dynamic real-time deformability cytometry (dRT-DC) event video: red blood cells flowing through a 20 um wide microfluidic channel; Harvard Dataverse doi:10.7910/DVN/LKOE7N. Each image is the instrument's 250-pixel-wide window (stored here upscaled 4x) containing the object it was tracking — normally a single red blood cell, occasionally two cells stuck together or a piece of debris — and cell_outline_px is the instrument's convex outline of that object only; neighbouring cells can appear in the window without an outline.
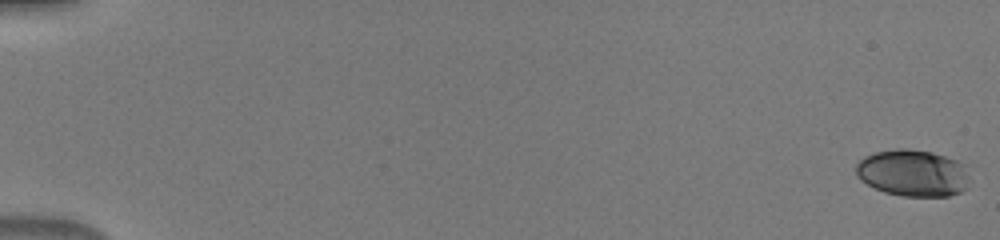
{"species": "human", "species_latin": "Homo sapiens", "temperature_condition": "warm", "stored_images_in_passage": 51, "camera_frame_rate_fps": 3000, "um_per_image_px": 0.085, "donor": {"sex": "male"}, "frame": {"image": 1, "passage_image": 1, "time_ms": 0.0, "image_size_px": [1000, 240], "cell_outline_px": [[968, 176], [964, 188], [960, 192], [948, 196], [900, 196], [884, 192], [860, 180], [856, 176], [856, 164], [864, 156], [872, 152], [896, 148], [908, 148], [932, 152], [968, 164]], "centroid_in_image_um": [77.57, 14.69], "position_along_channel_um": 7.4, "area_um2": 31.27}}
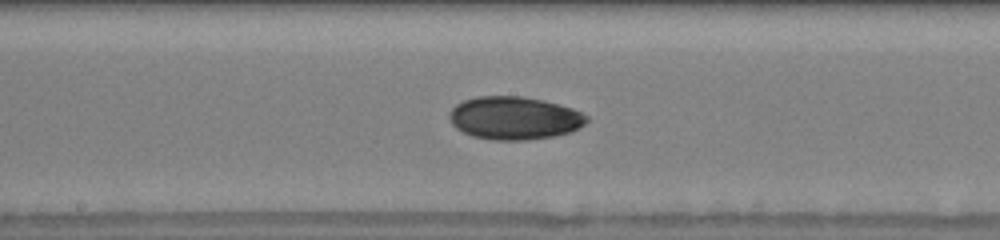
{"frame": {"image": 2, "passage_image": 29, "time_ms": 9.333, "image_size_px": [1000, 240], "cell_outline_px": [[588, 120], [584, 124], [572, 132], [556, 136], [528, 140], [492, 140], [472, 136], [456, 128], [452, 124], [448, 116], [452, 108], [456, 104], [464, 100], [476, 96], [520, 96], [540, 100], [572, 108], [588, 116]], "centroid_in_image_um": [43.71, 10.04], "position_along_channel_um": 204.5, "area_um2": 34.39}}
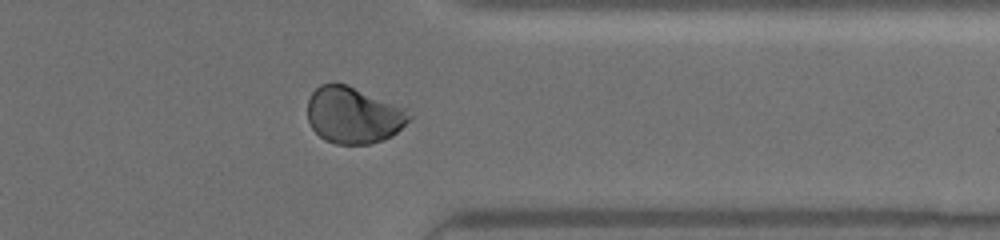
{"frame": {"image": 3, "passage_image": 42, "time_ms": 13.667, "image_size_px": [1000, 240], "cell_outline_px": [[412, 116], [392, 136], [368, 144], [336, 144], [324, 140], [312, 128], [308, 120], [308, 100], [312, 92], [320, 84], [348, 84], [404, 108]], "centroid_in_image_um": [30.01, 9.79], "position_along_channel_um": 381.4, "area_um2": 33.12}}